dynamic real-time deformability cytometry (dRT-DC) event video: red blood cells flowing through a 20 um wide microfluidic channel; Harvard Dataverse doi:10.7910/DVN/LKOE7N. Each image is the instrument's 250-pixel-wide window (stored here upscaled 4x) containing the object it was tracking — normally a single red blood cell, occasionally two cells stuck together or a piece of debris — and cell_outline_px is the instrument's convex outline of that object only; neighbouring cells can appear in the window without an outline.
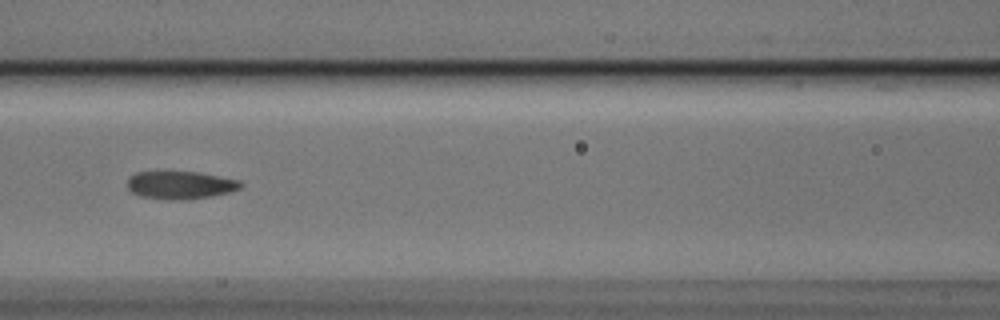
{"species": "Egyptian fruit bat (a non-hibernating species)", "species_latin": "Rousettus aegyptiacus", "temperature_condition": "cold", "stored_images_in_passage": 4, "camera_frame_rate_fps": 3000, "um_per_image_px": 0.085, "animal": {"sex": "male"}, "frame": {"image": 1, "passage_image": 4, "time_ms": 1.0, "image_size_px": [1000, 320], "cell_outline_px": [[244, 184], [240, 188], [228, 192], [212, 196], [184, 200], [168, 200], [140, 196], [132, 192], [128, 188], [128, 180], [136, 172], [200, 172], [240, 180]], "centroid_in_image_um": [15.36, 15.73], "position_along_channel_um": 151.2, "area_um2": 18.38}}